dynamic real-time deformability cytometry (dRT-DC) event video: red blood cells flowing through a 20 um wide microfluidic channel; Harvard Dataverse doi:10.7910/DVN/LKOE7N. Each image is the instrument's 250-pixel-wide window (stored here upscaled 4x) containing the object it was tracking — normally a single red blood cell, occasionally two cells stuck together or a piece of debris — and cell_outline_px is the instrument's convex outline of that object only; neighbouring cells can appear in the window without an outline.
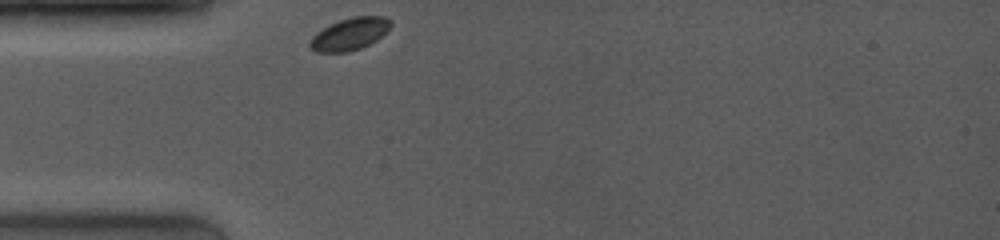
{"species": "common noctule bat (a hibernating species)", "species_latin": "Nyctalus noctula", "temperature_condition": "room temperature", "stored_images_in_passage": 12, "camera_frame_rate_fps": 4000, "um_per_image_px": 0.085, "animal": {"sex": "female", "body_mass_g": 19.0, "forearm_length_mm": 53.3}, "frame": {"image": 1, "passage_image": 1, "time_ms": 0.0, "image_size_px": [1000, 240], "cell_outline_px": [[392, 24], [376, 40], [360, 48], [348, 52], [316, 52], [308, 44], [312, 36], [316, 32], [340, 20], [352, 16], [384, 16], [392, 20]], "centroid_in_image_um": [29.72, 2.88], "position_along_channel_um": 55.3, "area_um2": 14.97}}
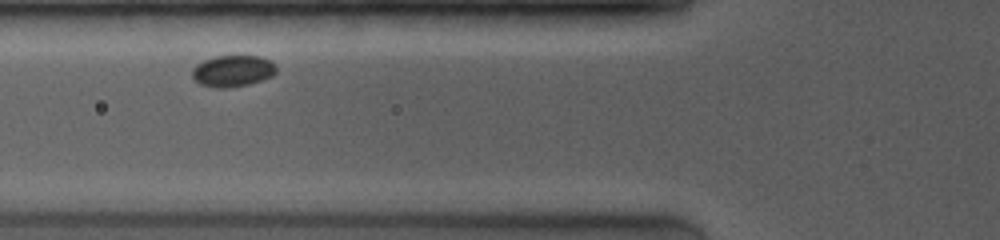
{"frame": {"image": 2, "passage_image": 4, "time_ms": 1.5, "image_size_px": [1000, 240], "cell_outline_px": [[276, 72], [272, 76], [248, 84], [228, 88], [216, 88], [200, 84], [192, 76], [192, 68], [196, 64], [204, 60], [216, 56], [260, 56], [268, 60], [276, 68]], "centroid_in_image_um": [19.74, 6.03], "position_along_channel_um": 106.1, "area_um2": 15.26}}